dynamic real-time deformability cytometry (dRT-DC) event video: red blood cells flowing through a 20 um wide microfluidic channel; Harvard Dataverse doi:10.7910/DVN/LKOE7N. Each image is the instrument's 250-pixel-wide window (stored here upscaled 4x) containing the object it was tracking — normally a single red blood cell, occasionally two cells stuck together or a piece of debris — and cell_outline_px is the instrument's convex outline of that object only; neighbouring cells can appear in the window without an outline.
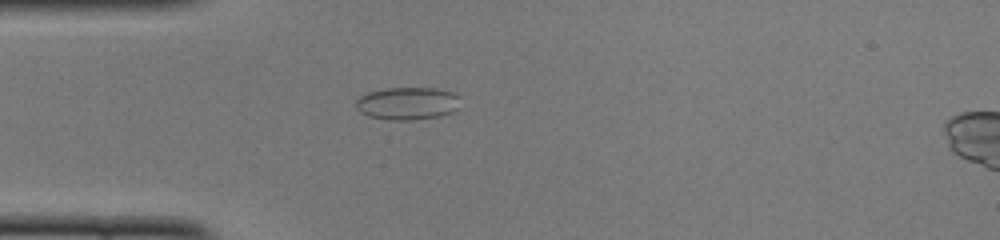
{"species": "common noctule bat (a hibernating species)", "species_latin": "Nyctalus noctula", "temperature_condition": "cold", "stored_images_in_passage": 34, "camera_frame_rate_fps": 3000, "um_per_image_px": 0.085, "animal": {"sex": "female", "body_mass_g": 22.0, "forearm_length_mm": 56.7}, "frame": {"image": 1, "passage_image": 1, "time_ms": 0.0, "image_size_px": [1000, 240], "cell_outline_px": [[460, 96], [456, 108], [452, 112], [440, 116], [412, 120], [388, 120], [368, 116], [360, 112], [356, 108], [356, 100], [360, 96], [368, 92], [384, 88], [436, 88], [452, 92]], "centroid_in_image_um": [34.61, 8.79], "position_along_channel_um": 50.4, "area_um2": 19.94}}
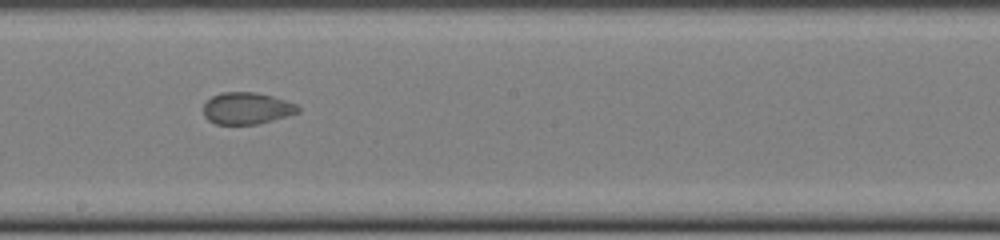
{"frame": {"image": 2, "passage_image": 15, "time_ms": 4.667, "image_size_px": [1000, 240], "cell_outline_px": [[300, 112], [288, 116], [256, 124], [216, 124], [208, 120], [204, 116], [204, 104], [212, 96], [220, 92], [256, 92], [272, 96], [296, 104], [300, 108]], "centroid_in_image_um": [20.98, 9.2], "position_along_channel_um": 227.2, "area_um2": 17.51}}
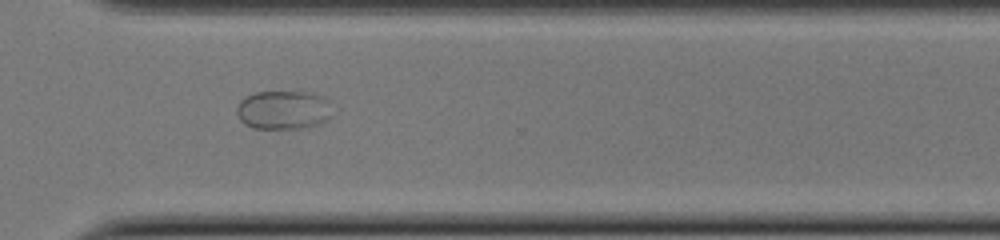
{"frame": {"image": 3, "passage_image": 24, "time_ms": 7.667, "image_size_px": [1000, 240], "cell_outline_px": [[332, 116], [328, 120], [320, 124], [304, 128], [252, 128], [244, 124], [240, 120], [236, 112], [236, 108], [240, 100], [256, 92], [308, 92], [324, 96], [332, 100]], "centroid_in_image_um": [24.15, 9.35], "position_along_channel_um": 346.4, "area_um2": 22.08}}